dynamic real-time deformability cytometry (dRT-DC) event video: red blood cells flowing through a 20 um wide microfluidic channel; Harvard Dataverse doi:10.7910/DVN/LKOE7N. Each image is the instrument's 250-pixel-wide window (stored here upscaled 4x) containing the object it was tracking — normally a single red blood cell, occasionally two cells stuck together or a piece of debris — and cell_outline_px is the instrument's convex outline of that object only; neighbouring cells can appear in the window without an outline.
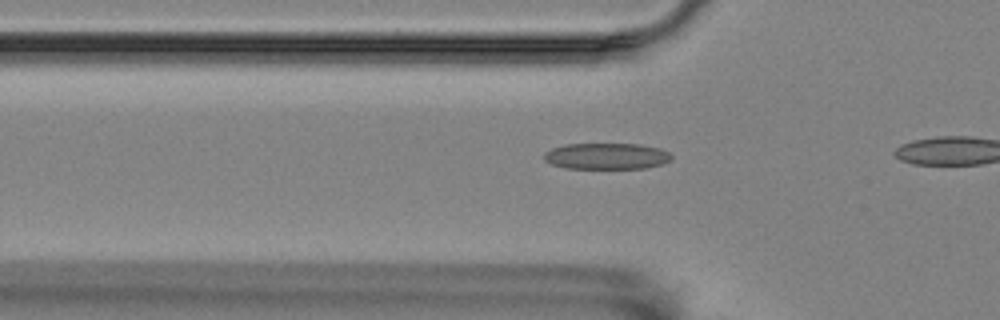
{"species": "Egyptian fruit bat (a non-hibernating species)", "species_latin": "Rousettus aegyptiacus", "temperature_condition": "room temperature", "stored_images_in_passage": 4, "camera_frame_rate_fps": 3000, "um_per_image_px": 0.085, "animal": {"sex": "female"}, "frame": {"image": 1, "passage_image": 2, "time_ms": 0.333, "image_size_px": [1000, 320], "cell_outline_px": [[672, 160], [664, 164], [648, 168], [568, 168], [552, 164], [544, 160], [544, 152], [552, 148], [564, 144], [640, 144], [660, 148], [668, 152], [672, 156]], "centroid_in_image_um": [51.59, 13.27], "position_along_channel_um": 74.2, "area_um2": 19.59}}